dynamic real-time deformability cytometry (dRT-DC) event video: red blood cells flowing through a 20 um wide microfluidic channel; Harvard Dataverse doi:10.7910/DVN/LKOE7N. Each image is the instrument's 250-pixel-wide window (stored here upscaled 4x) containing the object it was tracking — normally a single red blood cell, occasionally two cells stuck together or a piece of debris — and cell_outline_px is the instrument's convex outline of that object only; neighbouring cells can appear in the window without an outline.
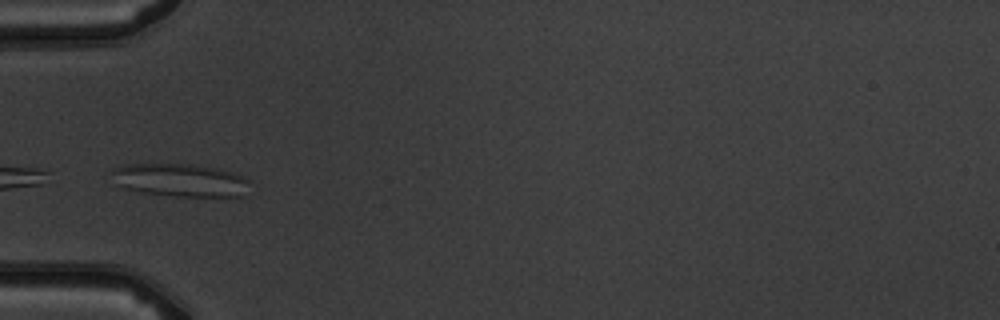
{"species": "common noctule bat (a hibernating species)", "species_latin": "Nyctalus noctula", "temperature_condition": "warm", "stored_images_in_passage": 4, "camera_frame_rate_fps": 3000, "um_per_image_px": 0.085, "animal": {"sex": "male", "body_mass_g": 19.5, "forearm_length_mm": 54.6}, "frame": {"image": 1, "passage_image": 4, "time_ms": 4.333, "image_size_px": [1000, 320], "cell_outline_px": [[252, 180], [248, 196], [172, 196], [140, 192], [124, 188], [112, 184], [112, 168], [120, 164], [188, 164], [216, 168], [248, 176]], "centroid_in_image_um": [15.35, 15.32], "position_along_channel_um": 69.6, "area_um2": 27.34}}